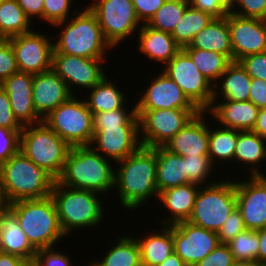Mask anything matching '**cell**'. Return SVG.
Returning a JSON list of instances; mask_svg holds the SVG:
<instances>
[{
	"label": "cell",
	"mask_w": 266,
	"mask_h": 266,
	"mask_svg": "<svg viewBox=\"0 0 266 266\" xmlns=\"http://www.w3.org/2000/svg\"><path fill=\"white\" fill-rule=\"evenodd\" d=\"M115 163H118L119 168H115L114 189L117 190L116 195L120 196L119 202L124 209L133 211L148 199L158 198L157 147L141 146L136 152Z\"/></svg>",
	"instance_id": "obj_1"
},
{
	"label": "cell",
	"mask_w": 266,
	"mask_h": 266,
	"mask_svg": "<svg viewBox=\"0 0 266 266\" xmlns=\"http://www.w3.org/2000/svg\"><path fill=\"white\" fill-rule=\"evenodd\" d=\"M92 146H75L69 150L63 172L57 181L72 189L104 194L115 186V167Z\"/></svg>",
	"instance_id": "obj_2"
},
{
	"label": "cell",
	"mask_w": 266,
	"mask_h": 266,
	"mask_svg": "<svg viewBox=\"0 0 266 266\" xmlns=\"http://www.w3.org/2000/svg\"><path fill=\"white\" fill-rule=\"evenodd\" d=\"M56 180L21 150L0 164V193L6 205L51 195Z\"/></svg>",
	"instance_id": "obj_3"
},
{
	"label": "cell",
	"mask_w": 266,
	"mask_h": 266,
	"mask_svg": "<svg viewBox=\"0 0 266 266\" xmlns=\"http://www.w3.org/2000/svg\"><path fill=\"white\" fill-rule=\"evenodd\" d=\"M73 16L53 27L63 30L53 42L54 50L72 56L106 59V51L113 48L104 39L94 13L87 7L83 11H72Z\"/></svg>",
	"instance_id": "obj_4"
},
{
	"label": "cell",
	"mask_w": 266,
	"mask_h": 266,
	"mask_svg": "<svg viewBox=\"0 0 266 266\" xmlns=\"http://www.w3.org/2000/svg\"><path fill=\"white\" fill-rule=\"evenodd\" d=\"M7 207L16 215L22 231L36 250L55 247L65 238L51 195L15 201Z\"/></svg>",
	"instance_id": "obj_5"
},
{
	"label": "cell",
	"mask_w": 266,
	"mask_h": 266,
	"mask_svg": "<svg viewBox=\"0 0 266 266\" xmlns=\"http://www.w3.org/2000/svg\"><path fill=\"white\" fill-rule=\"evenodd\" d=\"M100 194L90 190L72 189L54 182L51 196L57 208L60 226L65 236L76 229L93 228L102 222L104 209Z\"/></svg>",
	"instance_id": "obj_6"
},
{
	"label": "cell",
	"mask_w": 266,
	"mask_h": 266,
	"mask_svg": "<svg viewBox=\"0 0 266 266\" xmlns=\"http://www.w3.org/2000/svg\"><path fill=\"white\" fill-rule=\"evenodd\" d=\"M71 147L44 121L24 125L20 135L21 152L57 180Z\"/></svg>",
	"instance_id": "obj_7"
},
{
	"label": "cell",
	"mask_w": 266,
	"mask_h": 266,
	"mask_svg": "<svg viewBox=\"0 0 266 266\" xmlns=\"http://www.w3.org/2000/svg\"><path fill=\"white\" fill-rule=\"evenodd\" d=\"M237 208L235 181L225 179L200 186L188 222L218 233L230 214Z\"/></svg>",
	"instance_id": "obj_8"
},
{
	"label": "cell",
	"mask_w": 266,
	"mask_h": 266,
	"mask_svg": "<svg viewBox=\"0 0 266 266\" xmlns=\"http://www.w3.org/2000/svg\"><path fill=\"white\" fill-rule=\"evenodd\" d=\"M43 121L70 147L90 146L93 140V114L85 99L75 95L57 106Z\"/></svg>",
	"instance_id": "obj_9"
},
{
	"label": "cell",
	"mask_w": 266,
	"mask_h": 266,
	"mask_svg": "<svg viewBox=\"0 0 266 266\" xmlns=\"http://www.w3.org/2000/svg\"><path fill=\"white\" fill-rule=\"evenodd\" d=\"M87 7L94 13L104 39L114 47L141 28L132 0H93Z\"/></svg>",
	"instance_id": "obj_10"
},
{
	"label": "cell",
	"mask_w": 266,
	"mask_h": 266,
	"mask_svg": "<svg viewBox=\"0 0 266 266\" xmlns=\"http://www.w3.org/2000/svg\"><path fill=\"white\" fill-rule=\"evenodd\" d=\"M199 109L136 110L142 146H164L198 113ZM142 135V137H141ZM142 138V139H141Z\"/></svg>",
	"instance_id": "obj_11"
},
{
	"label": "cell",
	"mask_w": 266,
	"mask_h": 266,
	"mask_svg": "<svg viewBox=\"0 0 266 266\" xmlns=\"http://www.w3.org/2000/svg\"><path fill=\"white\" fill-rule=\"evenodd\" d=\"M163 67V72L175 81L200 111H206L211 106L214 86L182 49Z\"/></svg>",
	"instance_id": "obj_12"
},
{
	"label": "cell",
	"mask_w": 266,
	"mask_h": 266,
	"mask_svg": "<svg viewBox=\"0 0 266 266\" xmlns=\"http://www.w3.org/2000/svg\"><path fill=\"white\" fill-rule=\"evenodd\" d=\"M42 32L30 31L9 38L18 71L39 74L52 69L53 41Z\"/></svg>",
	"instance_id": "obj_13"
},
{
	"label": "cell",
	"mask_w": 266,
	"mask_h": 266,
	"mask_svg": "<svg viewBox=\"0 0 266 266\" xmlns=\"http://www.w3.org/2000/svg\"><path fill=\"white\" fill-rule=\"evenodd\" d=\"M105 60L67 55L53 49L52 70L63 79L70 92L76 95L74 85L90 90L106 76L105 69L101 66Z\"/></svg>",
	"instance_id": "obj_14"
},
{
	"label": "cell",
	"mask_w": 266,
	"mask_h": 266,
	"mask_svg": "<svg viewBox=\"0 0 266 266\" xmlns=\"http://www.w3.org/2000/svg\"><path fill=\"white\" fill-rule=\"evenodd\" d=\"M173 242L174 252L187 266H194L220 244L216 232L188 221L173 225Z\"/></svg>",
	"instance_id": "obj_15"
},
{
	"label": "cell",
	"mask_w": 266,
	"mask_h": 266,
	"mask_svg": "<svg viewBox=\"0 0 266 266\" xmlns=\"http://www.w3.org/2000/svg\"><path fill=\"white\" fill-rule=\"evenodd\" d=\"M237 209L246 229L266 228V175L235 180Z\"/></svg>",
	"instance_id": "obj_16"
},
{
	"label": "cell",
	"mask_w": 266,
	"mask_h": 266,
	"mask_svg": "<svg viewBox=\"0 0 266 266\" xmlns=\"http://www.w3.org/2000/svg\"><path fill=\"white\" fill-rule=\"evenodd\" d=\"M233 61L238 62L247 55L266 52V20L244 18L228 12Z\"/></svg>",
	"instance_id": "obj_17"
},
{
	"label": "cell",
	"mask_w": 266,
	"mask_h": 266,
	"mask_svg": "<svg viewBox=\"0 0 266 266\" xmlns=\"http://www.w3.org/2000/svg\"><path fill=\"white\" fill-rule=\"evenodd\" d=\"M139 126H112L94 131L90 146L114 162L125 159L141 146Z\"/></svg>",
	"instance_id": "obj_18"
},
{
	"label": "cell",
	"mask_w": 266,
	"mask_h": 266,
	"mask_svg": "<svg viewBox=\"0 0 266 266\" xmlns=\"http://www.w3.org/2000/svg\"><path fill=\"white\" fill-rule=\"evenodd\" d=\"M152 80L135 103L136 110L198 109L164 72Z\"/></svg>",
	"instance_id": "obj_19"
},
{
	"label": "cell",
	"mask_w": 266,
	"mask_h": 266,
	"mask_svg": "<svg viewBox=\"0 0 266 266\" xmlns=\"http://www.w3.org/2000/svg\"><path fill=\"white\" fill-rule=\"evenodd\" d=\"M72 96L66 83L52 69L33 75L32 99L35 111L42 120Z\"/></svg>",
	"instance_id": "obj_20"
},
{
	"label": "cell",
	"mask_w": 266,
	"mask_h": 266,
	"mask_svg": "<svg viewBox=\"0 0 266 266\" xmlns=\"http://www.w3.org/2000/svg\"><path fill=\"white\" fill-rule=\"evenodd\" d=\"M33 75L17 71L0 84L9 96L10 106L15 117L23 126L43 121L37 115L33 104Z\"/></svg>",
	"instance_id": "obj_21"
},
{
	"label": "cell",
	"mask_w": 266,
	"mask_h": 266,
	"mask_svg": "<svg viewBox=\"0 0 266 266\" xmlns=\"http://www.w3.org/2000/svg\"><path fill=\"white\" fill-rule=\"evenodd\" d=\"M205 114L206 111H200L184 128L166 142L163 147L183 157L188 155H208L209 124L206 123Z\"/></svg>",
	"instance_id": "obj_22"
},
{
	"label": "cell",
	"mask_w": 266,
	"mask_h": 266,
	"mask_svg": "<svg viewBox=\"0 0 266 266\" xmlns=\"http://www.w3.org/2000/svg\"><path fill=\"white\" fill-rule=\"evenodd\" d=\"M258 111L259 108L251 101L236 102L222 99L221 101L213 100L206 113H211L209 115L219 121V125L221 124L224 128L252 131L257 120Z\"/></svg>",
	"instance_id": "obj_23"
},
{
	"label": "cell",
	"mask_w": 266,
	"mask_h": 266,
	"mask_svg": "<svg viewBox=\"0 0 266 266\" xmlns=\"http://www.w3.org/2000/svg\"><path fill=\"white\" fill-rule=\"evenodd\" d=\"M0 251L25 261L34 260L37 252L22 231L16 215L8 207L0 213Z\"/></svg>",
	"instance_id": "obj_24"
},
{
	"label": "cell",
	"mask_w": 266,
	"mask_h": 266,
	"mask_svg": "<svg viewBox=\"0 0 266 266\" xmlns=\"http://www.w3.org/2000/svg\"><path fill=\"white\" fill-rule=\"evenodd\" d=\"M200 187L197 184L189 183L173 188L166 189L159 193L158 200L169 211L171 216L162 220L160 224L174 225L182 221H188L190 218L195 199Z\"/></svg>",
	"instance_id": "obj_25"
},
{
	"label": "cell",
	"mask_w": 266,
	"mask_h": 266,
	"mask_svg": "<svg viewBox=\"0 0 266 266\" xmlns=\"http://www.w3.org/2000/svg\"><path fill=\"white\" fill-rule=\"evenodd\" d=\"M138 34L139 39L136 40L139 41V51L160 64L165 65L182 49L170 33L156 30L147 24H141Z\"/></svg>",
	"instance_id": "obj_26"
},
{
	"label": "cell",
	"mask_w": 266,
	"mask_h": 266,
	"mask_svg": "<svg viewBox=\"0 0 266 266\" xmlns=\"http://www.w3.org/2000/svg\"><path fill=\"white\" fill-rule=\"evenodd\" d=\"M186 47L217 52L226 55L233 62L231 35L226 16L214 18Z\"/></svg>",
	"instance_id": "obj_27"
},
{
	"label": "cell",
	"mask_w": 266,
	"mask_h": 266,
	"mask_svg": "<svg viewBox=\"0 0 266 266\" xmlns=\"http://www.w3.org/2000/svg\"><path fill=\"white\" fill-rule=\"evenodd\" d=\"M219 82L221 84L217 83L214 86L213 100L249 101L251 77L239 62L233 61L223 72Z\"/></svg>",
	"instance_id": "obj_28"
},
{
	"label": "cell",
	"mask_w": 266,
	"mask_h": 266,
	"mask_svg": "<svg viewBox=\"0 0 266 266\" xmlns=\"http://www.w3.org/2000/svg\"><path fill=\"white\" fill-rule=\"evenodd\" d=\"M160 233H147L145 237H135L140 250L142 266H157L174 252L173 225H163Z\"/></svg>",
	"instance_id": "obj_29"
},
{
	"label": "cell",
	"mask_w": 266,
	"mask_h": 266,
	"mask_svg": "<svg viewBox=\"0 0 266 266\" xmlns=\"http://www.w3.org/2000/svg\"><path fill=\"white\" fill-rule=\"evenodd\" d=\"M186 184L187 174L183 156L172 153L163 146H158L156 175L158 193Z\"/></svg>",
	"instance_id": "obj_30"
},
{
	"label": "cell",
	"mask_w": 266,
	"mask_h": 266,
	"mask_svg": "<svg viewBox=\"0 0 266 266\" xmlns=\"http://www.w3.org/2000/svg\"><path fill=\"white\" fill-rule=\"evenodd\" d=\"M265 143L266 139L258 134L252 131H241L238 134V142L234 151V163L239 161L243 166L250 164L249 176H265L264 171L261 172L259 169V165L266 160Z\"/></svg>",
	"instance_id": "obj_31"
},
{
	"label": "cell",
	"mask_w": 266,
	"mask_h": 266,
	"mask_svg": "<svg viewBox=\"0 0 266 266\" xmlns=\"http://www.w3.org/2000/svg\"><path fill=\"white\" fill-rule=\"evenodd\" d=\"M108 78L106 75L98 84L88 90L90 94L85 101L92 114L117 110L126 105L127 97Z\"/></svg>",
	"instance_id": "obj_32"
},
{
	"label": "cell",
	"mask_w": 266,
	"mask_h": 266,
	"mask_svg": "<svg viewBox=\"0 0 266 266\" xmlns=\"http://www.w3.org/2000/svg\"><path fill=\"white\" fill-rule=\"evenodd\" d=\"M215 17L211 14L203 12L188 5L185 9L183 16L175 25L171 35L176 43L184 48L188 46L194 36L203 30Z\"/></svg>",
	"instance_id": "obj_33"
},
{
	"label": "cell",
	"mask_w": 266,
	"mask_h": 266,
	"mask_svg": "<svg viewBox=\"0 0 266 266\" xmlns=\"http://www.w3.org/2000/svg\"><path fill=\"white\" fill-rule=\"evenodd\" d=\"M182 50L192 59L199 71L215 86L232 61L223 54L193 47Z\"/></svg>",
	"instance_id": "obj_34"
},
{
	"label": "cell",
	"mask_w": 266,
	"mask_h": 266,
	"mask_svg": "<svg viewBox=\"0 0 266 266\" xmlns=\"http://www.w3.org/2000/svg\"><path fill=\"white\" fill-rule=\"evenodd\" d=\"M31 22L17 0H3L0 3V39H9L32 31Z\"/></svg>",
	"instance_id": "obj_35"
},
{
	"label": "cell",
	"mask_w": 266,
	"mask_h": 266,
	"mask_svg": "<svg viewBox=\"0 0 266 266\" xmlns=\"http://www.w3.org/2000/svg\"><path fill=\"white\" fill-rule=\"evenodd\" d=\"M118 239L116 245L111 246L101 261L95 260L99 266H142L140 250L136 238L123 236Z\"/></svg>",
	"instance_id": "obj_36"
},
{
	"label": "cell",
	"mask_w": 266,
	"mask_h": 266,
	"mask_svg": "<svg viewBox=\"0 0 266 266\" xmlns=\"http://www.w3.org/2000/svg\"><path fill=\"white\" fill-rule=\"evenodd\" d=\"M209 125V158L214 165L216 160L223 163L234 162V151L238 142V134L241 132L236 129L217 127L210 128ZM215 162V163H214Z\"/></svg>",
	"instance_id": "obj_37"
},
{
	"label": "cell",
	"mask_w": 266,
	"mask_h": 266,
	"mask_svg": "<svg viewBox=\"0 0 266 266\" xmlns=\"http://www.w3.org/2000/svg\"><path fill=\"white\" fill-rule=\"evenodd\" d=\"M188 5V0H166L147 25L171 34Z\"/></svg>",
	"instance_id": "obj_38"
},
{
	"label": "cell",
	"mask_w": 266,
	"mask_h": 266,
	"mask_svg": "<svg viewBox=\"0 0 266 266\" xmlns=\"http://www.w3.org/2000/svg\"><path fill=\"white\" fill-rule=\"evenodd\" d=\"M234 260L258 263L259 235L257 230L246 229L226 243Z\"/></svg>",
	"instance_id": "obj_39"
},
{
	"label": "cell",
	"mask_w": 266,
	"mask_h": 266,
	"mask_svg": "<svg viewBox=\"0 0 266 266\" xmlns=\"http://www.w3.org/2000/svg\"><path fill=\"white\" fill-rule=\"evenodd\" d=\"M124 105L117 110L93 113L94 131L103 130L104 127L112 126H139V117L136 113V105L128 110Z\"/></svg>",
	"instance_id": "obj_40"
},
{
	"label": "cell",
	"mask_w": 266,
	"mask_h": 266,
	"mask_svg": "<svg viewBox=\"0 0 266 266\" xmlns=\"http://www.w3.org/2000/svg\"><path fill=\"white\" fill-rule=\"evenodd\" d=\"M184 163L187 174V184L193 183L199 186H203L208 183V185L218 181L214 180L206 182V179L211 176L213 164L209 158V155L202 156H184ZM210 174V175H209ZM203 183V184H202Z\"/></svg>",
	"instance_id": "obj_41"
},
{
	"label": "cell",
	"mask_w": 266,
	"mask_h": 266,
	"mask_svg": "<svg viewBox=\"0 0 266 266\" xmlns=\"http://www.w3.org/2000/svg\"><path fill=\"white\" fill-rule=\"evenodd\" d=\"M74 0H43V21L51 26L69 19Z\"/></svg>",
	"instance_id": "obj_42"
},
{
	"label": "cell",
	"mask_w": 266,
	"mask_h": 266,
	"mask_svg": "<svg viewBox=\"0 0 266 266\" xmlns=\"http://www.w3.org/2000/svg\"><path fill=\"white\" fill-rule=\"evenodd\" d=\"M236 6L241 10L237 11ZM229 12L244 18L266 20V0H232Z\"/></svg>",
	"instance_id": "obj_43"
},
{
	"label": "cell",
	"mask_w": 266,
	"mask_h": 266,
	"mask_svg": "<svg viewBox=\"0 0 266 266\" xmlns=\"http://www.w3.org/2000/svg\"><path fill=\"white\" fill-rule=\"evenodd\" d=\"M21 131L0 127V164L20 150Z\"/></svg>",
	"instance_id": "obj_44"
},
{
	"label": "cell",
	"mask_w": 266,
	"mask_h": 266,
	"mask_svg": "<svg viewBox=\"0 0 266 266\" xmlns=\"http://www.w3.org/2000/svg\"><path fill=\"white\" fill-rule=\"evenodd\" d=\"M17 71V61L10 41L0 39V84Z\"/></svg>",
	"instance_id": "obj_45"
},
{
	"label": "cell",
	"mask_w": 266,
	"mask_h": 266,
	"mask_svg": "<svg viewBox=\"0 0 266 266\" xmlns=\"http://www.w3.org/2000/svg\"><path fill=\"white\" fill-rule=\"evenodd\" d=\"M246 230L240 211L236 208L217 233L220 243H227Z\"/></svg>",
	"instance_id": "obj_46"
},
{
	"label": "cell",
	"mask_w": 266,
	"mask_h": 266,
	"mask_svg": "<svg viewBox=\"0 0 266 266\" xmlns=\"http://www.w3.org/2000/svg\"><path fill=\"white\" fill-rule=\"evenodd\" d=\"M55 248L37 250L33 260L35 266H72L71 257L61 251H55Z\"/></svg>",
	"instance_id": "obj_47"
},
{
	"label": "cell",
	"mask_w": 266,
	"mask_h": 266,
	"mask_svg": "<svg viewBox=\"0 0 266 266\" xmlns=\"http://www.w3.org/2000/svg\"><path fill=\"white\" fill-rule=\"evenodd\" d=\"M238 62L251 78L266 81V52L247 55Z\"/></svg>",
	"instance_id": "obj_48"
},
{
	"label": "cell",
	"mask_w": 266,
	"mask_h": 266,
	"mask_svg": "<svg viewBox=\"0 0 266 266\" xmlns=\"http://www.w3.org/2000/svg\"><path fill=\"white\" fill-rule=\"evenodd\" d=\"M198 10L211 14L215 18L225 17L230 11L232 0H188Z\"/></svg>",
	"instance_id": "obj_49"
},
{
	"label": "cell",
	"mask_w": 266,
	"mask_h": 266,
	"mask_svg": "<svg viewBox=\"0 0 266 266\" xmlns=\"http://www.w3.org/2000/svg\"><path fill=\"white\" fill-rule=\"evenodd\" d=\"M0 127L11 130H22L23 125L15 117L11 106L9 96L0 85Z\"/></svg>",
	"instance_id": "obj_50"
},
{
	"label": "cell",
	"mask_w": 266,
	"mask_h": 266,
	"mask_svg": "<svg viewBox=\"0 0 266 266\" xmlns=\"http://www.w3.org/2000/svg\"><path fill=\"white\" fill-rule=\"evenodd\" d=\"M233 261L234 258L229 246L226 243H220L212 252L194 266H230Z\"/></svg>",
	"instance_id": "obj_51"
},
{
	"label": "cell",
	"mask_w": 266,
	"mask_h": 266,
	"mask_svg": "<svg viewBox=\"0 0 266 266\" xmlns=\"http://www.w3.org/2000/svg\"><path fill=\"white\" fill-rule=\"evenodd\" d=\"M166 0H132L138 20L147 24Z\"/></svg>",
	"instance_id": "obj_52"
},
{
	"label": "cell",
	"mask_w": 266,
	"mask_h": 266,
	"mask_svg": "<svg viewBox=\"0 0 266 266\" xmlns=\"http://www.w3.org/2000/svg\"><path fill=\"white\" fill-rule=\"evenodd\" d=\"M249 101H251L259 109L266 108V81L265 80L251 78Z\"/></svg>",
	"instance_id": "obj_53"
},
{
	"label": "cell",
	"mask_w": 266,
	"mask_h": 266,
	"mask_svg": "<svg viewBox=\"0 0 266 266\" xmlns=\"http://www.w3.org/2000/svg\"><path fill=\"white\" fill-rule=\"evenodd\" d=\"M17 2L30 20L32 17L43 20V0H17Z\"/></svg>",
	"instance_id": "obj_54"
},
{
	"label": "cell",
	"mask_w": 266,
	"mask_h": 266,
	"mask_svg": "<svg viewBox=\"0 0 266 266\" xmlns=\"http://www.w3.org/2000/svg\"><path fill=\"white\" fill-rule=\"evenodd\" d=\"M252 132L258 134L263 139H266V108L259 109Z\"/></svg>",
	"instance_id": "obj_55"
},
{
	"label": "cell",
	"mask_w": 266,
	"mask_h": 266,
	"mask_svg": "<svg viewBox=\"0 0 266 266\" xmlns=\"http://www.w3.org/2000/svg\"><path fill=\"white\" fill-rule=\"evenodd\" d=\"M259 235L258 264L266 266V228L257 230Z\"/></svg>",
	"instance_id": "obj_56"
},
{
	"label": "cell",
	"mask_w": 266,
	"mask_h": 266,
	"mask_svg": "<svg viewBox=\"0 0 266 266\" xmlns=\"http://www.w3.org/2000/svg\"><path fill=\"white\" fill-rule=\"evenodd\" d=\"M25 260L0 251V266H20Z\"/></svg>",
	"instance_id": "obj_57"
},
{
	"label": "cell",
	"mask_w": 266,
	"mask_h": 266,
	"mask_svg": "<svg viewBox=\"0 0 266 266\" xmlns=\"http://www.w3.org/2000/svg\"><path fill=\"white\" fill-rule=\"evenodd\" d=\"M157 266H187L184 261L175 253L173 252L171 255L168 256L161 264Z\"/></svg>",
	"instance_id": "obj_58"
},
{
	"label": "cell",
	"mask_w": 266,
	"mask_h": 266,
	"mask_svg": "<svg viewBox=\"0 0 266 266\" xmlns=\"http://www.w3.org/2000/svg\"><path fill=\"white\" fill-rule=\"evenodd\" d=\"M230 266H261L254 261L234 260Z\"/></svg>",
	"instance_id": "obj_59"
},
{
	"label": "cell",
	"mask_w": 266,
	"mask_h": 266,
	"mask_svg": "<svg viewBox=\"0 0 266 266\" xmlns=\"http://www.w3.org/2000/svg\"><path fill=\"white\" fill-rule=\"evenodd\" d=\"M7 207L2 194L0 193V213Z\"/></svg>",
	"instance_id": "obj_60"
},
{
	"label": "cell",
	"mask_w": 266,
	"mask_h": 266,
	"mask_svg": "<svg viewBox=\"0 0 266 266\" xmlns=\"http://www.w3.org/2000/svg\"><path fill=\"white\" fill-rule=\"evenodd\" d=\"M20 266H32V260L24 261Z\"/></svg>",
	"instance_id": "obj_61"
},
{
	"label": "cell",
	"mask_w": 266,
	"mask_h": 266,
	"mask_svg": "<svg viewBox=\"0 0 266 266\" xmlns=\"http://www.w3.org/2000/svg\"><path fill=\"white\" fill-rule=\"evenodd\" d=\"M90 262H92V263H90V265L88 264V266H99L95 261L94 262L90 261Z\"/></svg>",
	"instance_id": "obj_62"
}]
</instances>
